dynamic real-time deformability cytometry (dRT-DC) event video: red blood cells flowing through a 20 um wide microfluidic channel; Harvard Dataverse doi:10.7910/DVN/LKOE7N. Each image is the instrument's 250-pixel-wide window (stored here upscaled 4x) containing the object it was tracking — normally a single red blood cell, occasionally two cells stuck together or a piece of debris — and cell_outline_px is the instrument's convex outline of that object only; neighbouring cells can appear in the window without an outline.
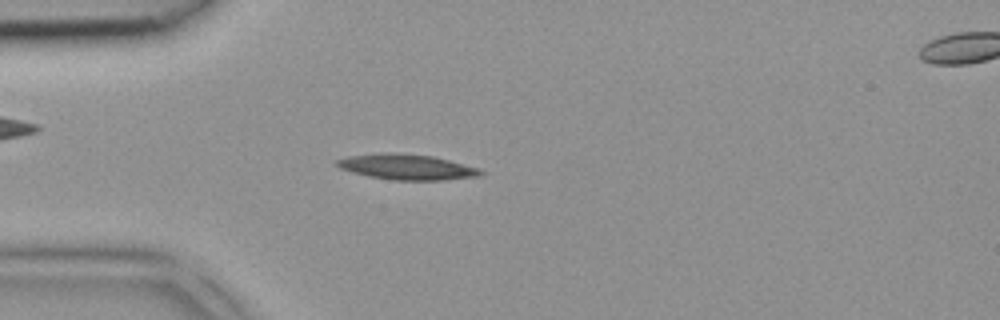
{"species": "common noctule bat (a hibernating species)", "species_latin": "Nyctalus noctula", "temperature_condition": "room temperature", "stored_images_in_passage": 3, "segment_of_instrument_passage": [1, 2], "camera_frame_rate_fps": 3000, "um_per_image_px": 0.085, "animal": {"sex": "female", "body_mass_g": 18.4}, "frame": {"image": 1, "passage_image": 2, "time_ms": 0.333, "image_size_px": [1000, 320], "cell_outline_px": [[484, 172], [480, 176], [444, 180], [396, 180], [368, 176], [352, 172], [340, 168], [336, 164], [336, 160], [348, 156], [380, 152], [388, 152], [432, 156], [480, 168]], "centroid_in_image_um": [34.58, 14.19], "position_along_channel_um": 50.4, "area_um2": 21.27}}